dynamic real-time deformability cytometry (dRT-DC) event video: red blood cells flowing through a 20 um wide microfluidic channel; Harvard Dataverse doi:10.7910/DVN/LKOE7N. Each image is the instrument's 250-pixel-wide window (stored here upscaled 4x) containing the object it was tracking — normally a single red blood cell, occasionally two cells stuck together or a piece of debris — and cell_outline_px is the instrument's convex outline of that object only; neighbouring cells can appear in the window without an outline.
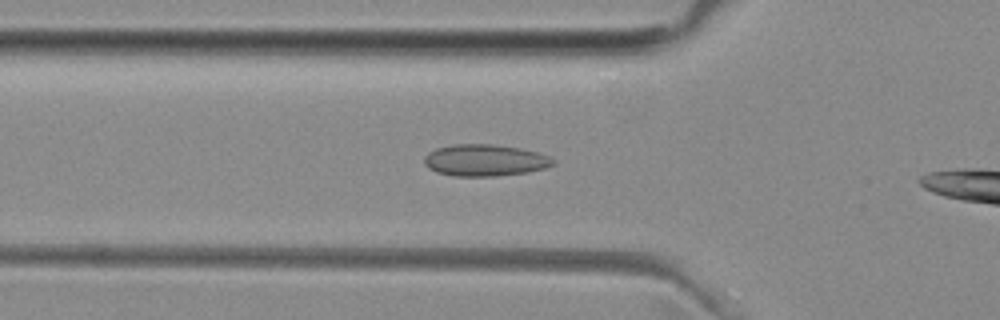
{"species": "common noctule bat (a hibernating species)", "species_latin": "Nyctalus noctula", "temperature_condition": "room temperature", "stored_images_in_passage": 35, "camera_frame_rate_fps": 3000, "um_per_image_px": 0.085, "animal": {"sex": "female", "body_mass_g": 29.2, "forearm_length_mm": 56.3}, "frame": {"image": 1, "passage_image": 7, "time_ms": 2.0, "image_size_px": [1000, 320], "cell_outline_px": [[556, 164], [544, 168], [528, 172], [496, 176], [452, 176], [436, 172], [428, 168], [424, 164], [424, 156], [428, 152], [436, 148], [452, 144], [492, 144], [520, 148], [536, 152], [548, 156], [556, 160]], "centroid_in_image_um": [41.19, 13.62], "position_along_channel_um": 84.6, "area_um2": 23.99}}
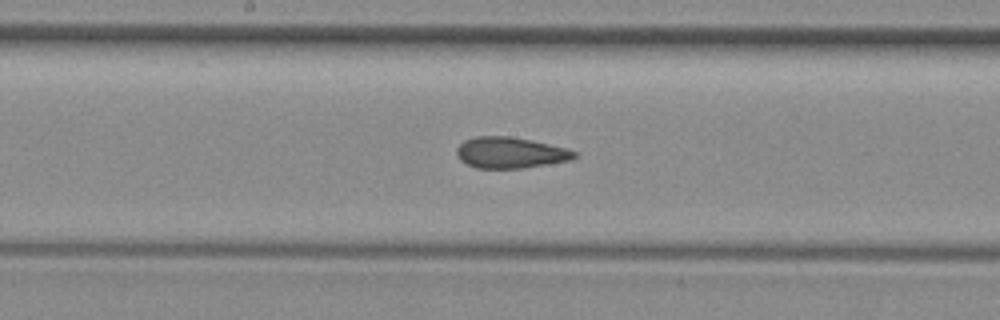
{"frame": {"image": 2, "passage_image": 16, "time_ms": 5.0, "image_size_px": [1000, 320], "cell_outline_px": [[576, 156], [572, 160], [524, 168], [476, 168], [460, 160], [456, 156], [456, 148], [464, 140], [476, 136], [508, 136], [532, 140], [568, 148], [576, 152]], "centroid_in_image_um": [43.37, 12.97], "position_along_channel_um": 204.8, "area_um2": 21.44}}
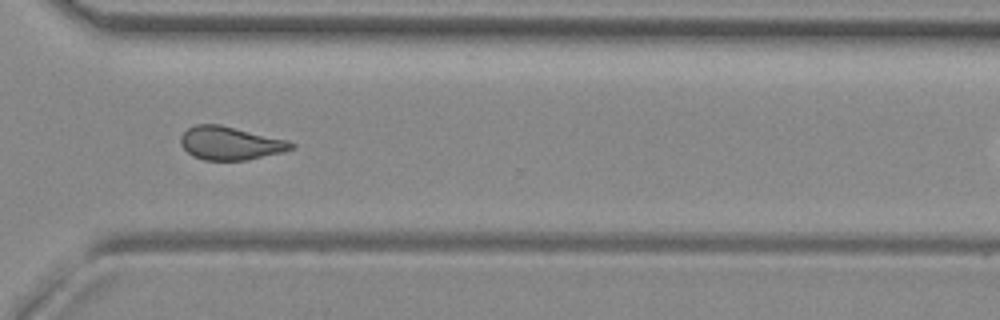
{"frame": {"image": 3, "passage_image": 27, "time_ms": 8.667, "image_size_px": [1000, 320], "cell_outline_px": [[296, 148], [284, 152], [248, 160], [204, 160], [192, 156], [180, 144], [180, 136], [188, 128], [196, 124], [220, 124], [288, 140], [296, 144]], "centroid_in_image_um": [19.6, 12.17], "position_along_channel_um": 351.0, "area_um2": 21.68}, "authors_computed_cell_mechanics": {"area_um2": 21.4438, "velocity_mm_per_s": 3.9872, "shape_relaxation_time_tau1_ms": null, "shape_relaxation_time_tau2_ms": 1.6647, "deformation_change_tau1": null, "deformation_change_tau2": 0.0938}}